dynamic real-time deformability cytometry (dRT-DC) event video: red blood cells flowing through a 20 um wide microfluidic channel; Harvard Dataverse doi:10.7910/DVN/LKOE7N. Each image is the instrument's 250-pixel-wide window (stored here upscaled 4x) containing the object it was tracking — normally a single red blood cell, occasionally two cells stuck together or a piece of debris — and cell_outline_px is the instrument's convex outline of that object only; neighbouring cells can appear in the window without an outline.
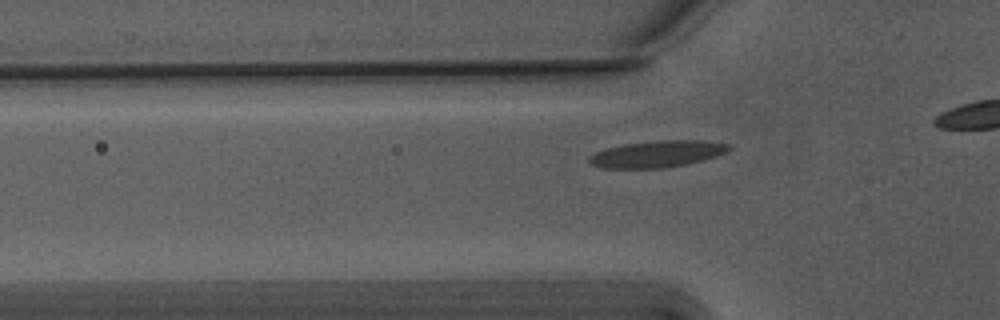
{"species": "Egyptian fruit bat (a non-hibernating species)", "species_latin": "Rousettus aegyptiacus", "temperature_condition": "warm", "stored_images_in_passage": 38, "camera_frame_rate_fps": 3000, "um_per_image_px": 0.085, "animal": {"sex": "male"}, "frame": {"image": 1, "passage_image": 12, "time_ms": 3.667, "image_size_px": [1000, 320], "cell_outline_px": [[732, 148], [728, 152], [716, 156], [684, 164], [664, 168], [604, 168], [592, 164], [588, 160], [588, 156], [604, 148], [624, 144], [656, 140], [700, 140], [728, 144]], "centroid_in_image_um": [55.84, 13.08], "position_along_channel_um": 70.0, "area_um2": 21.62}}
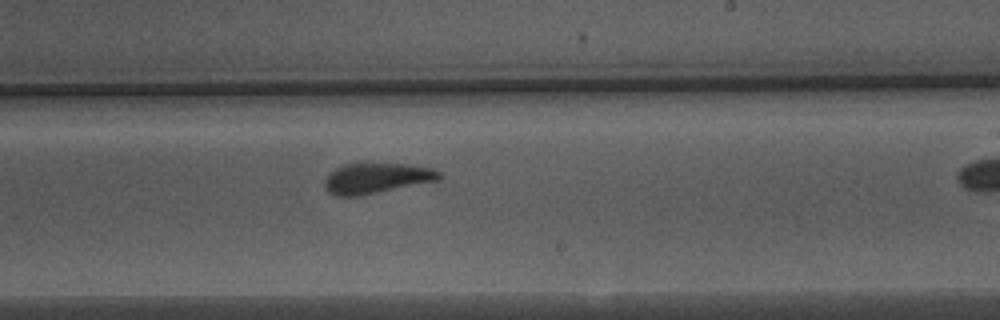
{"frame": {"image": 2, "passage_image": 27, "time_ms": 8.667, "image_size_px": [1000, 320], "cell_outline_px": [[444, 176], [440, 180], [360, 196], [336, 196], [328, 192], [324, 188], [324, 180], [336, 168], [344, 164], [408, 164], [432, 168], [440, 172]], "centroid_in_image_um": [32.03, 15.16], "position_along_channel_um": 257.0, "area_um2": 20.35}}
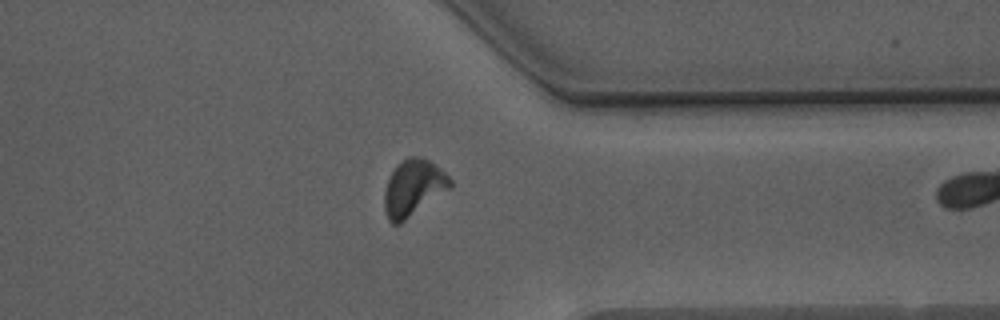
{"frame": {"image": 3, "passage_image": 37, "time_ms": 12.0, "image_size_px": [1000, 320], "cell_outline_px": [[452, 188], [400, 224], [392, 224], [388, 220], [384, 208], [384, 192], [388, 180], [396, 164], [408, 156], [420, 156], [428, 160], [440, 168], [452, 180]], "centroid_in_image_um": [35.14, 15.97], "position_along_channel_um": 376.3, "area_um2": 21.79}}